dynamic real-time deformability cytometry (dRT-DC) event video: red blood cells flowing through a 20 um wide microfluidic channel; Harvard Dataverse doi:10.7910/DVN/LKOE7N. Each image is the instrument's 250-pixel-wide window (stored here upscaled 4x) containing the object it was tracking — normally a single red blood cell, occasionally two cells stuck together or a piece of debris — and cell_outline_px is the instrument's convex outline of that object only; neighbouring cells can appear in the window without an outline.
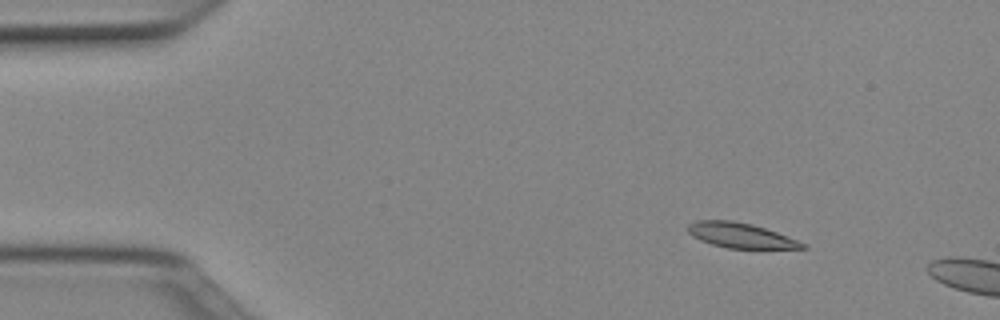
{"species": "Egyptian fruit bat (a non-hibernating species)", "species_latin": "Rousettus aegyptiacus", "temperature_condition": "cold", "stored_images_in_passage": 8, "camera_frame_rate_fps": 3000, "um_per_image_px": 0.085, "animal": {"sex": "female"}, "frame": {"image": 1, "passage_image": 4, "time_ms": 1.0, "image_size_px": [1000, 320], "cell_outline_px": [[808, 248], [728, 248], [712, 244], [700, 240], [692, 236], [688, 232], [688, 224], [696, 220], [732, 220], [752, 224], [776, 232], [796, 240], [804, 244]], "centroid_in_image_um": [62.88, 19.99], "position_along_channel_um": 22.1, "area_um2": 16.42}}